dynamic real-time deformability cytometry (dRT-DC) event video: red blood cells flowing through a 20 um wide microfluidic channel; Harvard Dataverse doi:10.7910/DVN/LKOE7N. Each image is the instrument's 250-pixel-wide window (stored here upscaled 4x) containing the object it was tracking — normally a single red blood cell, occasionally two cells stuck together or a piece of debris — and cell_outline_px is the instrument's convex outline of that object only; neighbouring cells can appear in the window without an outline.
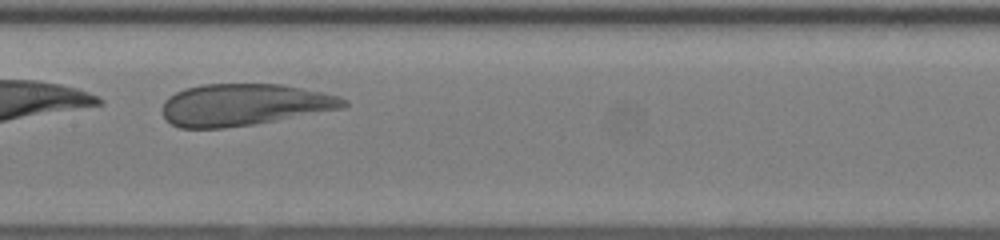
{"species": "human", "species_latin": "Homo sapiens", "temperature_condition": "room temperature", "stored_images_in_passage": 32, "camera_frame_rate_fps": 3000, "um_per_image_px": 0.085, "donor": {"sex": "female"}, "frame": {"image": 1, "passage_image": 14, "time_ms": 4.333, "image_size_px": [1000, 240], "cell_outline_px": [[348, 104], [344, 108], [252, 124], [224, 128], [180, 128], [172, 124], [164, 116], [164, 100], [168, 96], [184, 88], [200, 84], [280, 84], [340, 96], [348, 100]], "centroid_in_image_um": [20.74, 8.89], "position_along_channel_um": 186.7, "area_um2": 43.93}}
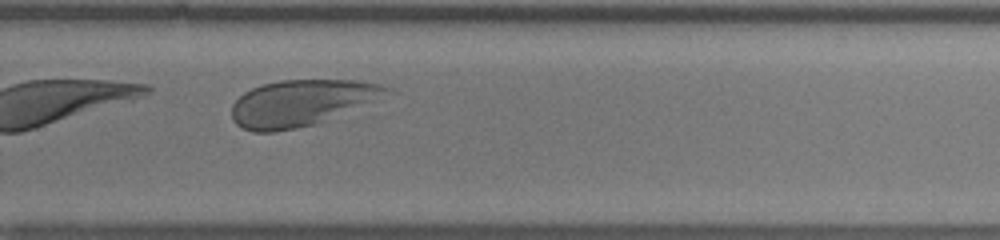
{"frame": {"image": 2, "passage_image": 23, "time_ms": 7.333, "image_size_px": [1000, 240], "cell_outline_px": [[392, 92], [316, 124], [276, 132], [252, 132], [236, 124], [232, 120], [232, 104], [244, 92], [252, 88], [264, 84], [280, 80], [352, 80], [380, 84], [392, 88]], "centroid_in_image_um": [25.55, 8.75], "position_along_channel_um": 304.2, "area_um2": 41.21}, "authors_computed_cell_mechanics": {"area_um2": 45.8065, "velocity_mm_per_s": 3.9084, "shape_relaxation_time_tau1_ms": 1.7323, "shape_relaxation_time_tau2_ms": null, "deformation_change_tau1": 0.3033, "deformation_change_tau2": null}}